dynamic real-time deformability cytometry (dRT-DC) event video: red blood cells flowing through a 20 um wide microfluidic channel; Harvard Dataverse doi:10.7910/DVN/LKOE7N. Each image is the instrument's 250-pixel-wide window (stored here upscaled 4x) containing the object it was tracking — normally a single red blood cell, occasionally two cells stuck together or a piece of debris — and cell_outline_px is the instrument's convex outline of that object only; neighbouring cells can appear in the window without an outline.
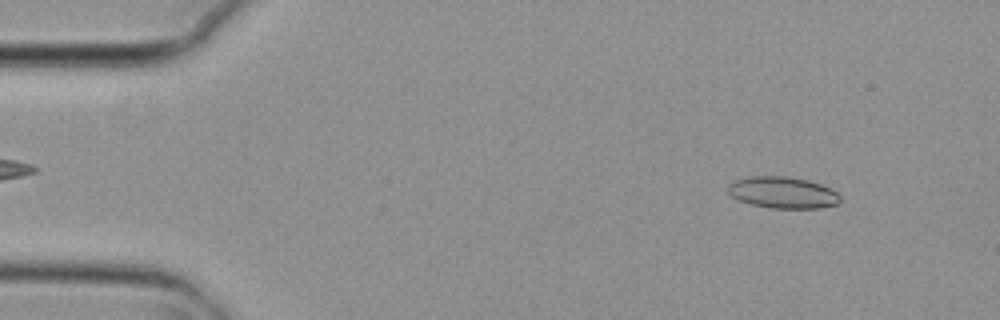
{"species": "common noctule bat (a hibernating species)", "species_latin": "Nyctalus noctula", "temperature_condition": "cold", "stored_images_in_passage": 4, "camera_frame_rate_fps": 3000, "um_per_image_px": 0.085, "animal": {"sex": "female", "body_mass_g": 29.2, "forearm_length_mm": 56.3}, "frame": {"image": 1, "passage_image": 1, "time_ms": 0.0, "image_size_px": [1000, 320], "cell_outline_px": [[840, 200], [836, 204], [820, 208], [772, 208], [752, 204], [736, 200], [728, 192], [728, 184], [732, 180], [748, 176], [788, 176], [808, 180], [820, 184], [836, 192], [840, 196]], "centroid_in_image_um": [66.48, 16.35], "position_along_channel_um": 18.5, "area_um2": 20.69}}
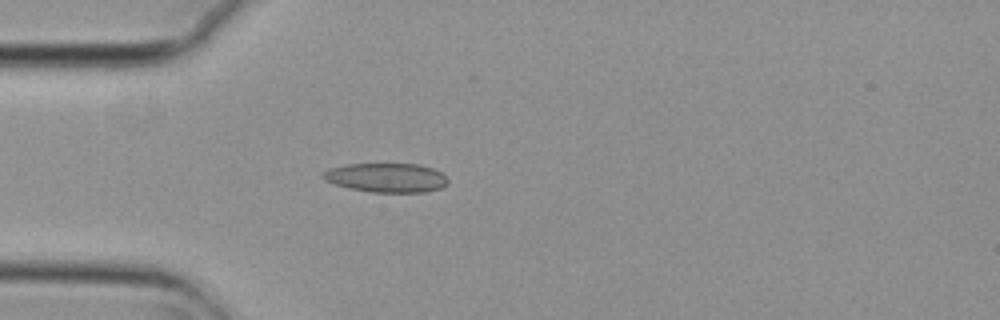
{"frame": {"image": 2, "passage_image": 4, "time_ms": 1.0, "image_size_px": [1000, 320], "cell_outline_px": [[448, 184], [440, 188], [424, 192], [372, 192], [348, 188], [324, 180], [320, 176], [320, 172], [328, 168], [348, 164], [420, 164], [432, 168], [440, 172], [448, 180]], "centroid_in_image_um": [32.8, 15.1], "position_along_channel_um": 52.2, "area_um2": 21.33}}